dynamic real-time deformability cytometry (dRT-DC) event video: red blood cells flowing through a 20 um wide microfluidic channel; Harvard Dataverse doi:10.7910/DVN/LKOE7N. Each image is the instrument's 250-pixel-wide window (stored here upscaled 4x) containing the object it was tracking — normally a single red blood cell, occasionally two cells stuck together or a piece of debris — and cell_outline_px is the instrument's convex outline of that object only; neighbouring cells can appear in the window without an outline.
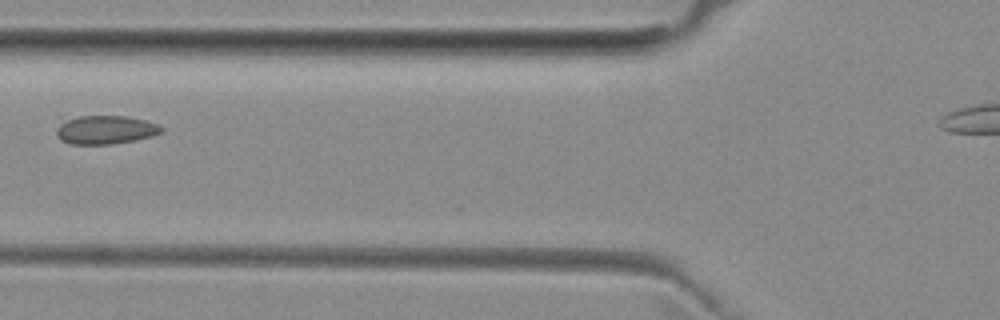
{"species": "common noctule bat (a hibernating species)", "species_latin": "Nyctalus noctula", "temperature_condition": "room temperature", "stored_images_in_passage": 4, "camera_frame_rate_fps": 3000, "um_per_image_px": 0.085, "animal": {"sex": "female", "body_mass_g": 29.2, "forearm_length_mm": 56.3}, "frame": {"image": 1, "passage_image": 3, "time_ms": 2.333, "image_size_px": [1000, 320], "cell_outline_px": [[164, 132], [152, 136], [112, 144], [68, 144], [60, 140], [56, 136], [56, 128], [60, 124], [68, 120], [80, 116], [124, 116], [144, 120], [156, 124], [164, 128]], "centroid_in_image_um": [8.95, 11.04], "position_along_channel_um": 116.8, "area_um2": 17.34}}
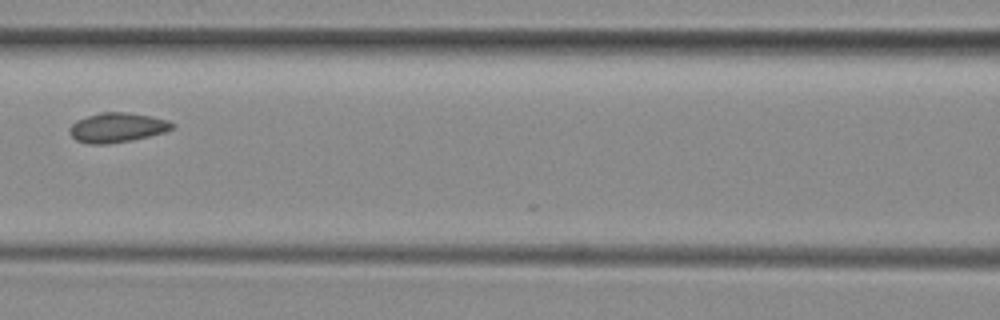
{"frame": {"image": 2, "passage_image": 4, "time_ms": 3.333, "image_size_px": [1000, 320], "cell_outline_px": [[176, 124], [172, 128], [164, 132], [132, 140], [104, 144], [88, 144], [76, 140], [68, 132], [68, 128], [76, 120], [100, 112], [128, 112], [152, 116], [168, 120]], "centroid_in_image_um": [9.94, 10.83], "position_along_channel_um": 156.7, "area_um2": 17.74}}